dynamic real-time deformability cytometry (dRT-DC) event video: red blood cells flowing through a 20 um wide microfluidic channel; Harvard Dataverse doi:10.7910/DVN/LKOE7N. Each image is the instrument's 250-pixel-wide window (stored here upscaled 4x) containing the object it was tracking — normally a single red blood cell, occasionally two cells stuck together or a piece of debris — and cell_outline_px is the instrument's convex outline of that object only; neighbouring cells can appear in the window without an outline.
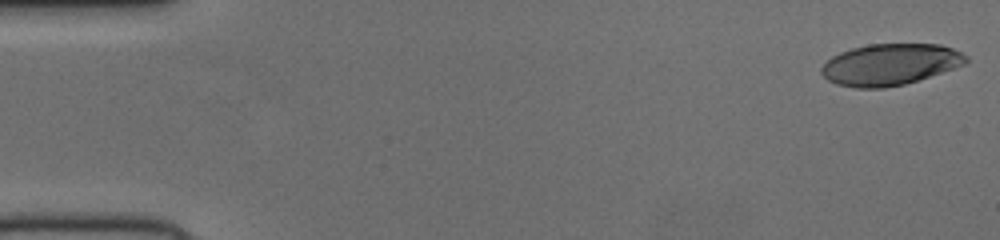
{"species": "human", "species_latin": "Homo sapiens", "temperature_condition": "cold", "stored_images_in_passage": 51, "camera_frame_rate_fps": 3000, "um_per_image_px": 0.085, "donor": {"sex": "female"}, "frame": {"image": 1, "passage_image": 1, "time_ms": 0.0, "image_size_px": [1000, 240], "cell_outline_px": [[968, 60], [964, 64], [904, 84], [884, 88], [856, 88], [836, 84], [828, 80], [820, 72], [820, 68], [832, 56], [840, 52], [852, 48], [868, 44], [940, 44], [952, 48], [968, 56]], "centroid_in_image_um": [75.61, 5.47], "position_along_channel_um": 9.4, "area_um2": 34.62}}
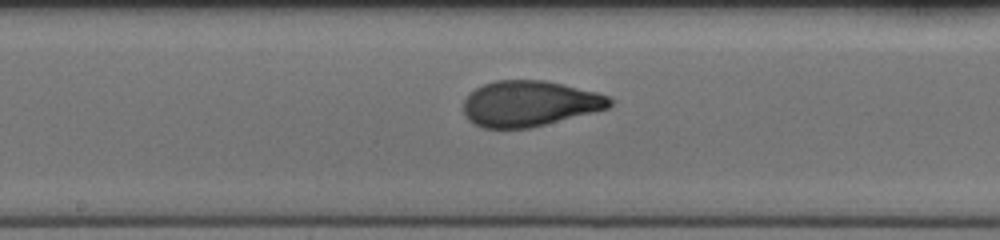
{"frame": {"image": 2, "passage_image": 27, "time_ms": 8.667, "image_size_px": [1000, 240], "cell_outline_px": [[616, 100], [608, 108], [532, 128], [484, 128], [472, 124], [468, 120], [464, 112], [464, 100], [468, 92], [484, 84], [496, 80], [544, 80], [564, 84], [596, 92], [608, 96]], "centroid_in_image_um": [45.0, 8.8], "position_along_channel_um": 203.2, "area_um2": 39.19}}
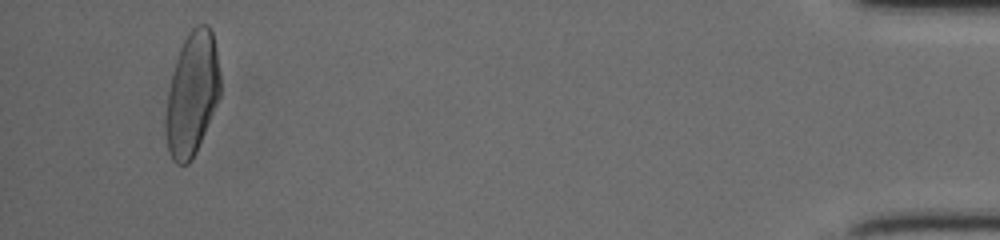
{"frame": {"image": 3, "passage_image": 49, "time_ms": 16.0, "image_size_px": [1000, 240], "cell_outline_px": [[220, 96], [196, 152], [192, 160], [188, 164], [176, 164], [172, 160], [168, 152], [164, 132], [164, 116], [168, 92], [176, 60], [180, 48], [188, 32], [196, 24], [208, 24], [212, 32], [216, 48], [220, 72]], "centroid_in_image_um": [16.31, 8.01], "position_along_channel_um": 418.9, "area_um2": 39.54}}